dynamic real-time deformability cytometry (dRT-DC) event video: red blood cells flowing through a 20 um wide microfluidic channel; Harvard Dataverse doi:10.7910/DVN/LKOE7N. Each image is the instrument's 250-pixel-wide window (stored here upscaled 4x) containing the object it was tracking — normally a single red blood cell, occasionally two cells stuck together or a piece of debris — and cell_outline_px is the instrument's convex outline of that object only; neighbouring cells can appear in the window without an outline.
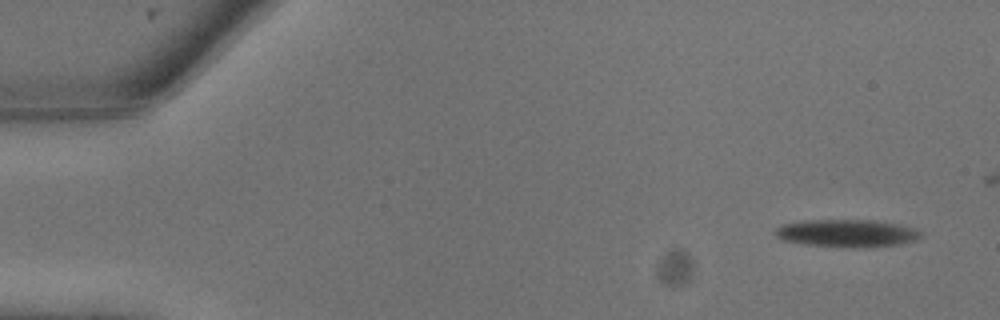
{"species": "common noctule bat (a hibernating species)", "species_latin": "Nyctalus noctula", "temperature_condition": "warm", "stored_images_in_passage": 10, "camera_frame_rate_fps": 3000, "um_per_image_px": 0.085, "animal": {"sex": "male", "body_mass_g": 13.3}, "frame": {"image": 1, "passage_image": 1, "time_ms": 0.0, "image_size_px": [1000, 320], "cell_outline_px": [[924, 236], [916, 240], [900, 244], [868, 248], [852, 248], [804, 244], [780, 240], [772, 232], [780, 224], [800, 220], [876, 220], [900, 224], [920, 228], [924, 232]], "centroid_in_image_um": [72.03, 19.82], "position_along_channel_um": 13.0, "area_um2": 24.33}}
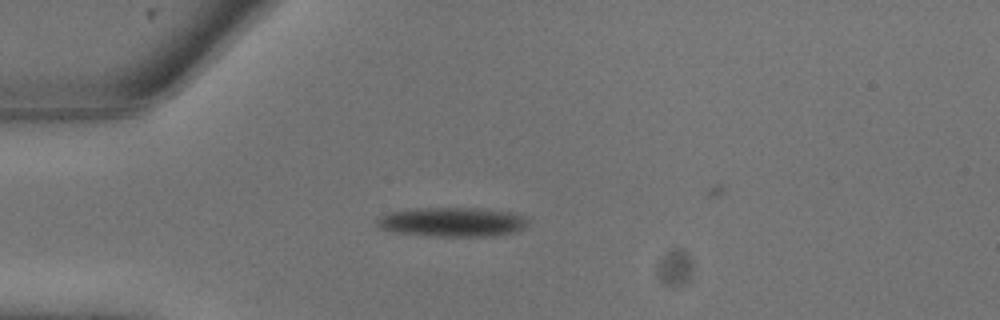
{"frame": {"image": 2, "passage_image": 6, "time_ms": 1.667, "image_size_px": [1000, 320], "cell_outline_px": [[532, 220], [524, 228], [516, 232], [496, 236], [436, 236], [396, 232], [376, 228], [376, 220], [380, 216], [388, 212], [416, 208], [480, 208], [508, 212], [524, 216]], "centroid_in_image_um": [38.46, 18.87], "position_along_channel_um": 46.5, "area_um2": 26.07}}